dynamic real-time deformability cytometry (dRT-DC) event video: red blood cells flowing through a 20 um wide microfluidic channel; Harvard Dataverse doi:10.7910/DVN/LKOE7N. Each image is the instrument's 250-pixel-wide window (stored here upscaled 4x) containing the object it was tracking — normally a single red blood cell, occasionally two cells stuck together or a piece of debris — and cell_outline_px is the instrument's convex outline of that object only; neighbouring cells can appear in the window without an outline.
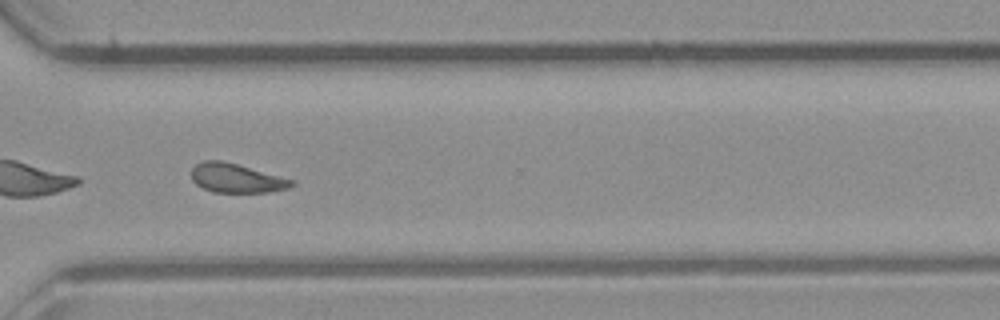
{"species": "common noctule bat (a hibernating species)", "species_latin": "Nyctalus noctula", "temperature_condition": "room temperature", "stored_images_in_passage": 46, "camera_frame_rate_fps": 3000, "um_per_image_px": 0.085, "animal": {"sex": "male", "body_mass_g": 23.1, "forearm_length_mm": 52.7}, "frame": {"image": 1, "passage_image": 33, "time_ms": 10.667, "image_size_px": [1000, 320], "cell_outline_px": [[296, 184], [288, 188], [268, 192], [212, 192], [196, 184], [192, 180], [192, 168], [196, 164], [204, 160], [220, 160], [236, 164], [296, 180]], "centroid_in_image_um": [20.11, 15.14], "position_along_channel_um": 350.5, "area_um2": 16.94}, "authors_computed_cell_mechanics": {"area_um2": 17.7157, "velocity_mm_per_s": 4.2771, "shape_relaxation_time_tau1_ms": null, "shape_relaxation_time_tau2_ms": 5.2097, "deformation_change_tau1": null, "deformation_change_tau2": 0.1186}}